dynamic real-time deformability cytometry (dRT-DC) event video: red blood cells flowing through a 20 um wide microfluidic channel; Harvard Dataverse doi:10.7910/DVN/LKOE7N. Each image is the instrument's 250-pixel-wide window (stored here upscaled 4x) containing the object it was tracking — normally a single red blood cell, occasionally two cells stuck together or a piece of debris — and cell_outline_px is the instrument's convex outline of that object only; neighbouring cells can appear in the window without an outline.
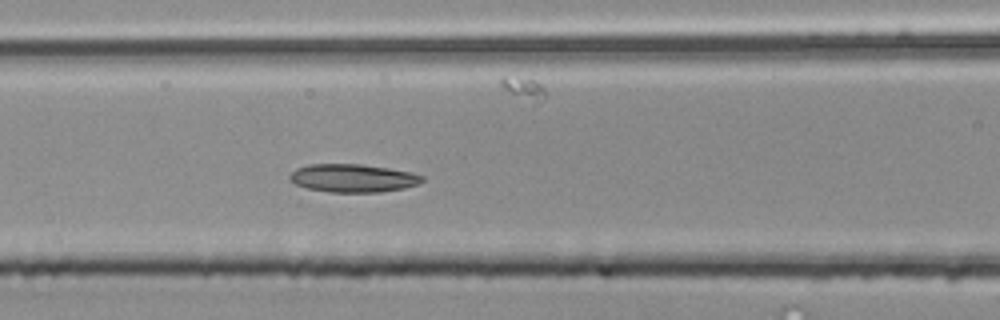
{"species": "common noctule bat (a hibernating species)", "species_latin": "Nyctalus noctula", "temperature_condition": "room temperature", "stored_images_in_passage": 20, "camera_frame_rate_fps": 3000, "um_per_image_px": 0.085, "animal": {"sex": "male", "body_mass_g": 20.4}, "frame": {"image": 1, "passage_image": 9, "time_ms": 2.667, "image_size_px": [1000, 320], "cell_outline_px": [[424, 180], [420, 184], [404, 188], [380, 192], [328, 192], [308, 188], [296, 184], [288, 176], [296, 168], [308, 164], [360, 164], [388, 168], [412, 172], [424, 176]], "centroid_in_image_um": [30.03, 15.14], "position_along_channel_um": 136.6, "area_um2": 21.73}}